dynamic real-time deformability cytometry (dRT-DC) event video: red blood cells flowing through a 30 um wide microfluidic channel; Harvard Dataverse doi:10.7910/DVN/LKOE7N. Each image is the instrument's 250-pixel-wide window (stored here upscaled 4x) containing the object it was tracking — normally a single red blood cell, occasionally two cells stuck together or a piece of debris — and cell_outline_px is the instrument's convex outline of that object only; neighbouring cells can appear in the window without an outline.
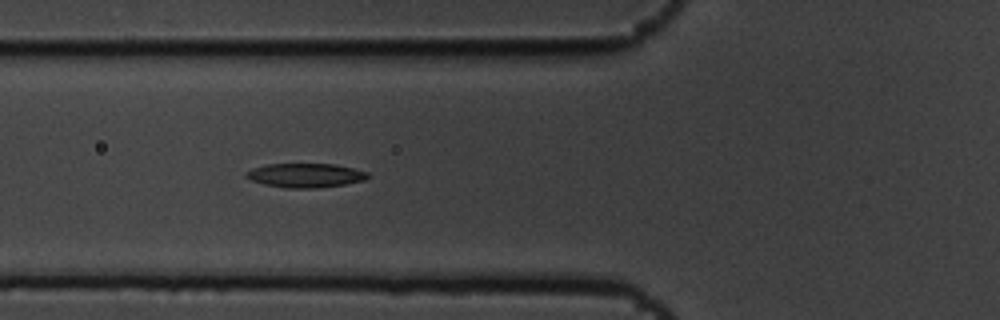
{"species": "common noctule bat (a hibernating species)", "species_latin": "Nyctalus noctula", "temperature_condition": "cold", "stored_images_in_passage": 6, "camera_frame_rate_fps": 3000, "um_per_image_px": 0.085, "animal": {"sex": "male", "body_mass_g": 19.5, "forearm_length_mm": 54.6}, "frame": {"image": 1, "passage_image": 6, "time_ms": 1.667, "image_size_px": [1000, 320], "cell_outline_px": [[372, 176], [364, 180], [344, 184], [316, 188], [288, 188], [264, 184], [252, 180], [244, 176], [244, 172], [252, 168], [268, 164], [336, 164], [368, 172]], "centroid_in_image_um": [25.96, 14.9], "position_along_channel_um": 99.8, "area_um2": 17.11}}